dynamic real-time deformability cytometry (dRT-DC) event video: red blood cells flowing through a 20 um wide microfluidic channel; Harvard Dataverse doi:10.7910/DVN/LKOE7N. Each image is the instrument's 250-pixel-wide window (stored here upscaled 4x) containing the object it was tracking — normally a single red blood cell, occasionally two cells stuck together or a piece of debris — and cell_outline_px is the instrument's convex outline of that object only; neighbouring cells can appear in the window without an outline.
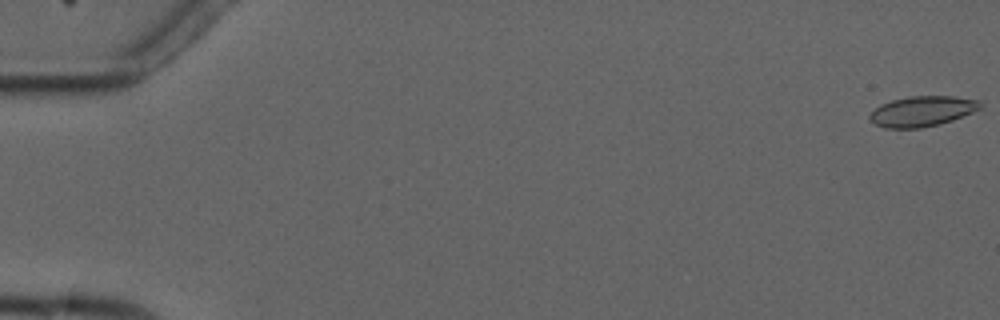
{"species": "common noctule bat (a hibernating species)", "species_latin": "Nyctalus noctula", "temperature_condition": "cold", "stored_images_in_passage": 9, "camera_frame_rate_fps": 3000, "um_per_image_px": 0.085, "animal": {"sex": "male", "forearm_length_mm": 52.5}, "frame": {"image": 1, "passage_image": 1, "time_ms": 0.0, "image_size_px": [1000, 320], "cell_outline_px": [[980, 108], [972, 112], [952, 120], [940, 124], [920, 128], [884, 128], [876, 124], [868, 116], [880, 104], [892, 100], [908, 96], [952, 96], [980, 100]], "centroid_in_image_um": [78.37, 9.45], "position_along_channel_um": 6.6, "area_um2": 19.36}}
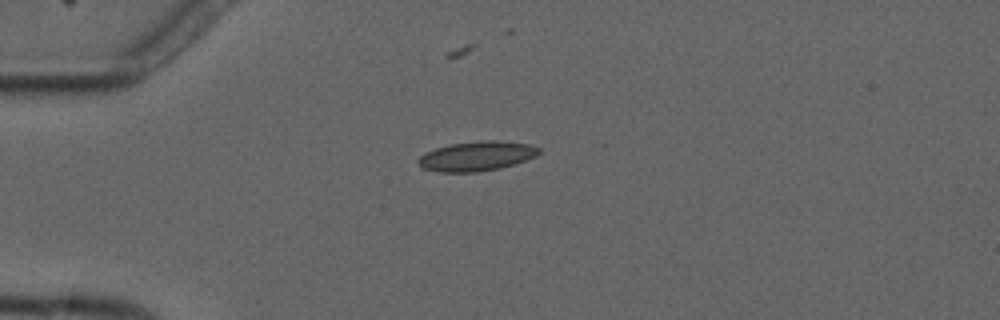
{"frame": {"image": 2, "passage_image": 5, "time_ms": 4.667, "image_size_px": [1000, 320], "cell_outline_px": [[540, 152], [536, 156], [500, 168], [476, 172], [440, 172], [424, 168], [416, 160], [424, 152], [448, 144], [480, 140], [496, 140], [528, 144], [540, 148]], "centroid_in_image_um": [40.49, 13.26], "position_along_channel_um": 44.5, "area_um2": 20.75}}